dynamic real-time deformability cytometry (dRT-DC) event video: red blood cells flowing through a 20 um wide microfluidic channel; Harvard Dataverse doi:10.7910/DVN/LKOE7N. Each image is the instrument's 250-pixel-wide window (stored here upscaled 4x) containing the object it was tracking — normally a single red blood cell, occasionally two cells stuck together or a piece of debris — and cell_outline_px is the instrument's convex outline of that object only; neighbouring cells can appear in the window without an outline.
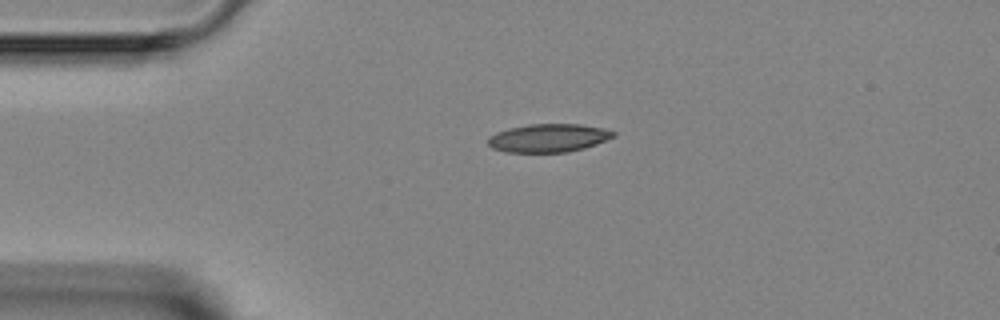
{"species": "Egyptian fruit bat (a non-hibernating species)", "species_latin": "Rousettus aegyptiacus", "temperature_condition": "room temperature", "stored_images_in_passage": 2, "camera_frame_rate_fps": 3000, "um_per_image_px": 0.085, "animal": {"sex": "female"}, "frame": {"image": 1, "passage_image": 2, "time_ms": 1.333, "image_size_px": [1000, 320], "cell_outline_px": [[616, 136], [596, 144], [584, 148], [568, 152], [508, 152], [492, 148], [488, 144], [488, 136], [496, 132], [508, 128], [528, 124], [580, 124], [604, 128], [616, 132]], "centroid_in_image_um": [46.62, 11.72], "position_along_channel_um": 38.4, "area_um2": 20.75}}